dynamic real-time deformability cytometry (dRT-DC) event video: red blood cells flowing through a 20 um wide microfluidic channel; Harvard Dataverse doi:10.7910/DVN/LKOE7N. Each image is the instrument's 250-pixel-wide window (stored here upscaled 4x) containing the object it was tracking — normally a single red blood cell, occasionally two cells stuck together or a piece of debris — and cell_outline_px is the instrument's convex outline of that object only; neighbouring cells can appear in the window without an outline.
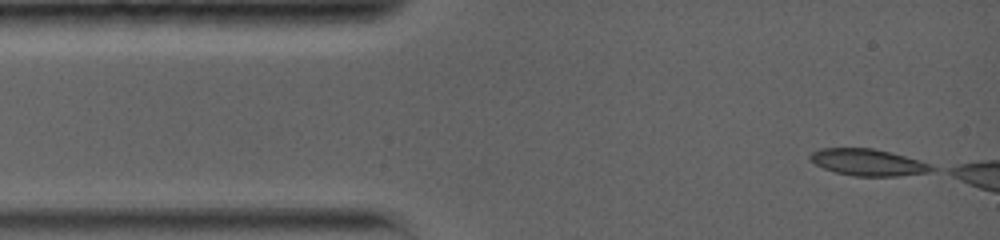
{"species": "common noctule bat (a hibernating species)", "species_latin": "Nyctalus noctula", "temperature_condition": "warm", "stored_images_in_passage": 4, "camera_frame_rate_fps": 5000, "um_per_image_px": 0.085, "animal": {"sex": "female", "body_mass_g": 19.0, "forearm_length_mm": 56.7}, "frame": {"image": 1, "passage_image": 1, "time_ms": 0.0, "image_size_px": [1000, 240], "cell_outline_px": [[936, 168], [928, 172], [896, 176], [852, 176], [836, 172], [824, 168], [808, 160], [808, 156], [812, 152], [820, 148], [872, 148], [920, 160]], "centroid_in_image_um": [73.72, 13.8], "position_along_channel_um": 11.3, "area_um2": 18.73}}